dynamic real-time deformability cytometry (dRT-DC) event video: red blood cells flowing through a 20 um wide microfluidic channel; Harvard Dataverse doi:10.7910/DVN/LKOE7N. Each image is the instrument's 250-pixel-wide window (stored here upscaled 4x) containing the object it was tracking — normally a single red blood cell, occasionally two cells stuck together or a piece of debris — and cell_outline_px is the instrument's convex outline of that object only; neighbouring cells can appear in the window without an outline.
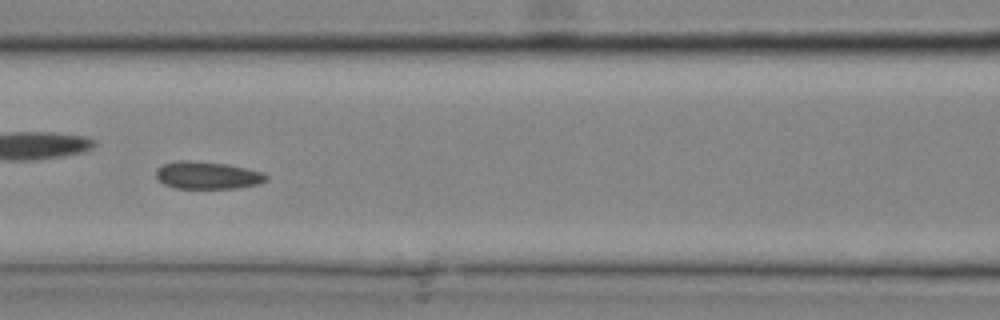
{"species": "common noctule bat (a hibernating species)", "species_latin": "Nyctalus noctula", "temperature_condition": "cold", "stored_images_in_passage": 22, "camera_frame_rate_fps": 3000, "um_per_image_px": 0.085, "animal": {"sex": "male", "body_mass_g": 20.4}, "frame": {"image": 1, "passage_image": 13, "time_ms": 4.0, "image_size_px": [1000, 320], "cell_outline_px": [[268, 180], [256, 184], [236, 188], [176, 188], [164, 184], [156, 176], [156, 168], [164, 164], [176, 160], [196, 160], [228, 164], [264, 172], [268, 176]], "centroid_in_image_um": [17.63, 14.88], "position_along_channel_um": 149.0, "area_um2": 17.74}}